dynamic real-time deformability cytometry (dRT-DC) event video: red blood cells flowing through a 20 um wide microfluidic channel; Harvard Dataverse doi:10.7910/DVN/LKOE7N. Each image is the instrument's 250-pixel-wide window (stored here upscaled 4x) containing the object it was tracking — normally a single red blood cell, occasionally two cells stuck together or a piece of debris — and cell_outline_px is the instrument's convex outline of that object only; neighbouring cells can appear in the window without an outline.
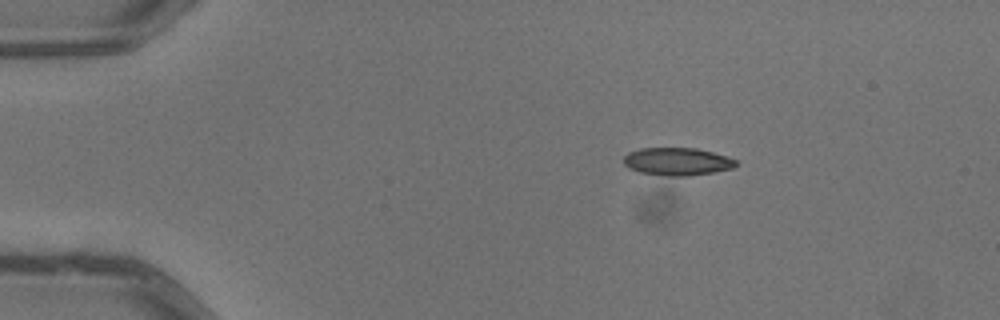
{"species": "common noctule bat (a hibernating species)", "species_latin": "Nyctalus noctula", "temperature_condition": "warm", "stored_images_in_passage": 4, "camera_frame_rate_fps": 3000, "um_per_image_px": 0.085, "animal": {"sex": "male", "body_mass_g": 13.3}, "frame": {"image": 1, "passage_image": 1, "time_ms": 0.0, "image_size_px": [1000, 320], "cell_outline_px": [[740, 164], [732, 168], [712, 172], [688, 176], [668, 176], [640, 172], [628, 168], [624, 164], [624, 156], [628, 152], [640, 148], [696, 148], [712, 152], [736, 160]], "centroid_in_image_um": [57.54, 13.73], "position_along_channel_um": 27.5, "area_um2": 18.09}}
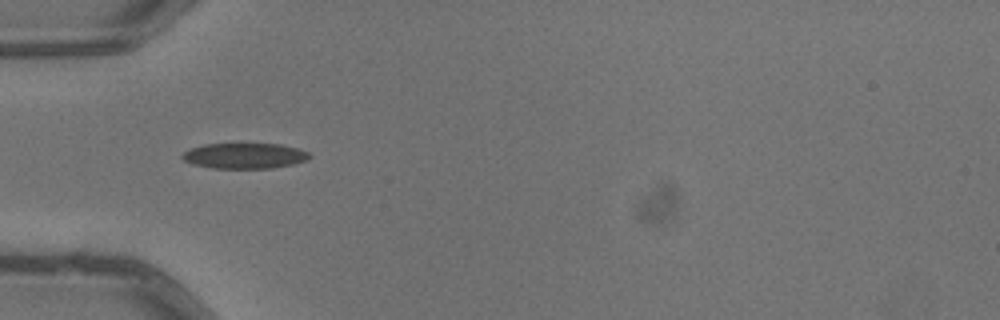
{"frame": {"image": 2, "passage_image": 3, "time_ms": 0.667, "image_size_px": [1000, 320], "cell_outline_px": [[312, 156], [308, 160], [292, 164], [272, 168], [212, 168], [192, 164], [184, 160], [180, 156], [184, 152], [192, 148], [204, 144], [280, 144], [296, 148], [308, 152]], "centroid_in_image_um": [20.79, 13.24], "position_along_channel_um": 64.2, "area_um2": 18.84}}